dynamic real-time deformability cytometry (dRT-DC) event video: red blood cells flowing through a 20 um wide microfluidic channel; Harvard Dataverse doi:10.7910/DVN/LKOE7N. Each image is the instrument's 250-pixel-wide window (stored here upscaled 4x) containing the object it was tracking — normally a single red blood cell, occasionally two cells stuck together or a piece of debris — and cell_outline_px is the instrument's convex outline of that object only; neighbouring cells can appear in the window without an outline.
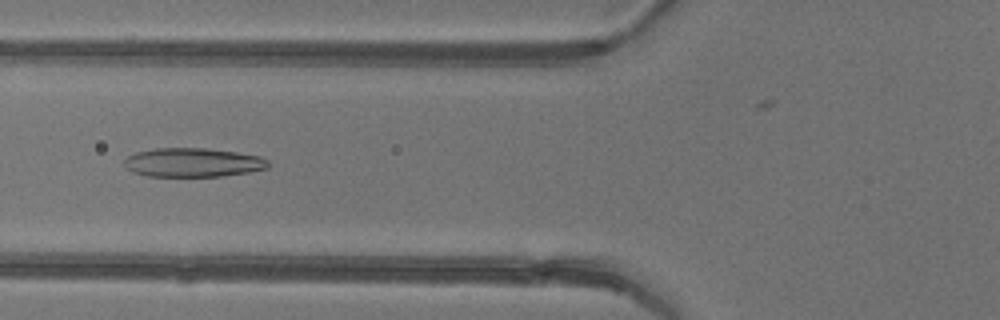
{"species": "common noctule bat (a hibernating species)", "species_latin": "Nyctalus noctula", "temperature_condition": "warm", "stored_images_in_passage": 5, "camera_frame_rate_fps": 3000, "um_per_image_px": 0.085, "animal": {"sex": "female"}, "frame": {"image": 1, "passage_image": 4, "time_ms": 3.333, "image_size_px": [1000, 320], "cell_outline_px": [[268, 168], [248, 172], [220, 176], [148, 176], [132, 172], [124, 164], [124, 160], [128, 156], [136, 152], [156, 148], [204, 148], [236, 152], [260, 156], [268, 160]], "centroid_in_image_um": [16.39, 13.81], "position_along_channel_um": 109.4, "area_um2": 24.16}}